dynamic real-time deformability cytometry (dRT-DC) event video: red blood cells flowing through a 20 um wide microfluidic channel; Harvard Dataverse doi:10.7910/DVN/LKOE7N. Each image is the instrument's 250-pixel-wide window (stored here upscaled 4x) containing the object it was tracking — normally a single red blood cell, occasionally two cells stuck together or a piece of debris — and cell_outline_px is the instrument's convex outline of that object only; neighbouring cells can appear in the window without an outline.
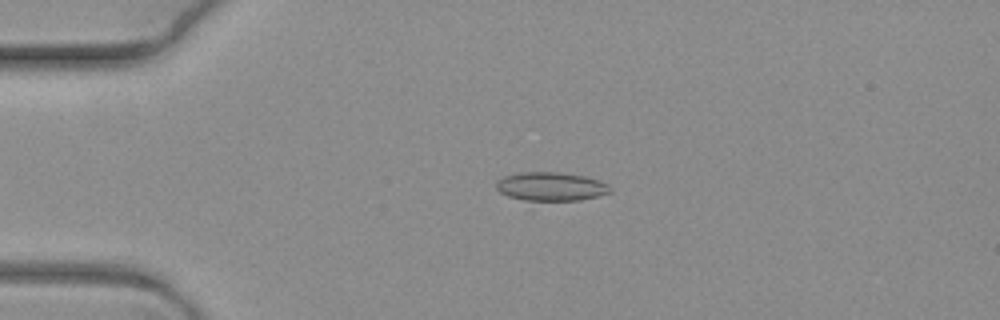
{"species": "common noctule bat (a hibernating species)", "species_latin": "Nyctalus noctula", "temperature_condition": "warm", "stored_images_in_passage": 4, "camera_frame_rate_fps": 3000, "um_per_image_px": 0.085, "animal": {"sex": "female", "body_mass_g": 19.3, "forearm_length_mm": 54.1}, "frame": {"image": 1, "passage_image": 2, "time_ms": 0.333, "image_size_px": [1000, 320], "cell_outline_px": [[612, 192], [580, 200], [524, 200], [508, 196], [500, 192], [496, 188], [496, 184], [504, 176], [520, 172], [556, 172], [584, 176], [600, 180], [608, 184], [612, 188]], "centroid_in_image_um": [46.86, 15.85], "position_along_channel_um": 38.1, "area_um2": 18.9}}
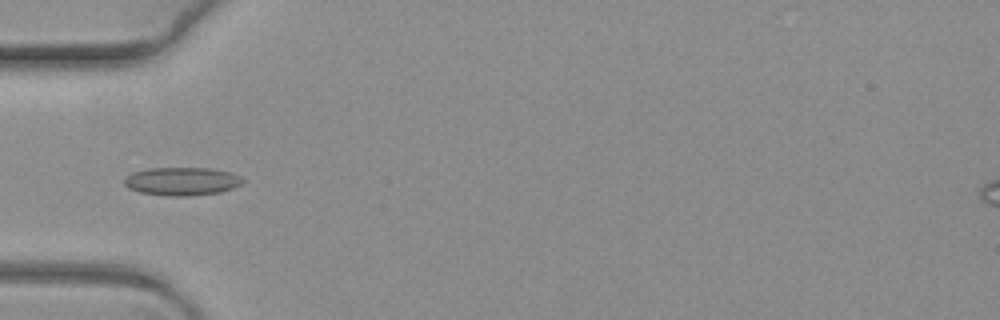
{"frame": {"image": 2, "passage_image": 4, "time_ms": 1.0, "image_size_px": [1000, 320], "cell_outline_px": [[244, 180], [240, 184], [232, 188], [220, 192], [188, 196], [168, 196], [140, 192], [128, 188], [124, 184], [124, 180], [132, 172], [148, 168], [212, 168], [232, 172], [240, 176]], "centroid_in_image_um": [15.46, 15.4], "position_along_channel_um": 69.5, "area_um2": 19.48}}